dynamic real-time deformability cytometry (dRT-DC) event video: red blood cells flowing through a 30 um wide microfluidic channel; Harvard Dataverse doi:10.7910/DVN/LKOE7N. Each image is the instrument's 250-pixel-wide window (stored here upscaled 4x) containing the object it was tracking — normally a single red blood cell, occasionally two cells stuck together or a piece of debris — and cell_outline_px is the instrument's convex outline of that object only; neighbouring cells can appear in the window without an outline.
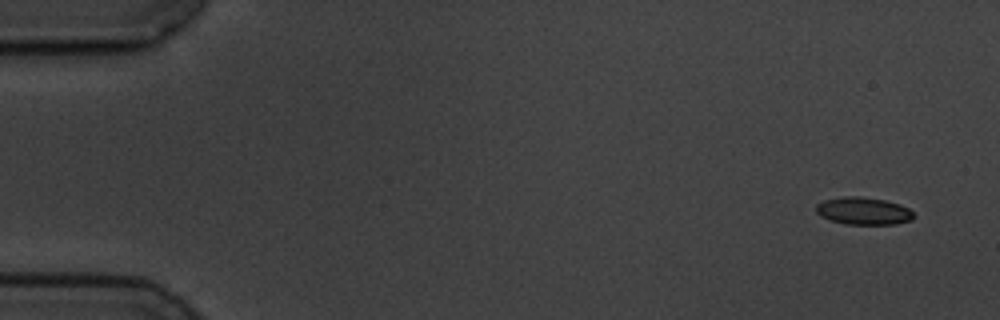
{"species": "common noctule bat (a hibernating species)", "species_latin": "Nyctalus noctula", "temperature_condition": "cold", "stored_images_in_passage": 6, "camera_frame_rate_fps": 3000, "um_per_image_px": 0.085, "animal": {"sex": "male", "body_mass_g": 19.5, "forearm_length_mm": 54.6}, "frame": {"image": 1, "passage_image": 1, "time_ms": 0.0, "image_size_px": [1000, 320], "cell_outline_px": [[912, 220], [896, 224], [848, 224], [832, 220], [820, 216], [816, 212], [816, 204], [824, 200], [844, 196], [860, 196], [884, 200], [900, 204], [908, 208], [912, 212]], "centroid_in_image_um": [73.38, 17.92], "position_along_channel_um": 11.6, "area_um2": 15.49}}
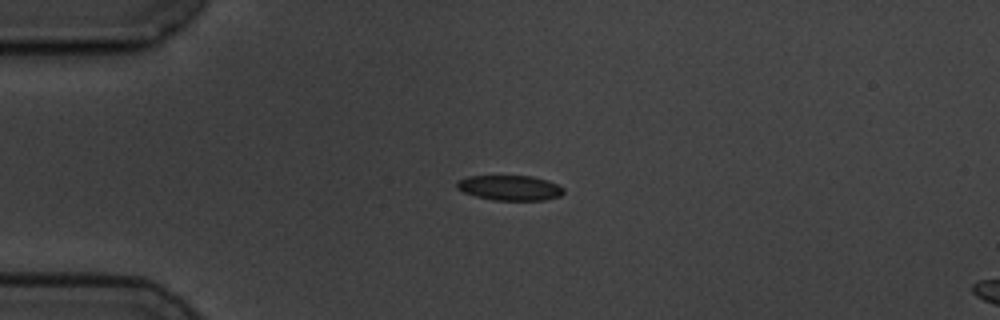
{"frame": {"image": 2, "passage_image": 4, "time_ms": 3.667, "image_size_px": [1000, 320], "cell_outline_px": [[564, 192], [560, 196], [544, 200], [492, 200], [476, 196], [464, 192], [456, 188], [456, 180], [468, 176], [532, 176], [548, 180], [564, 188]], "centroid_in_image_um": [43.32, 15.96], "position_along_channel_um": 41.7, "area_um2": 15.66}}
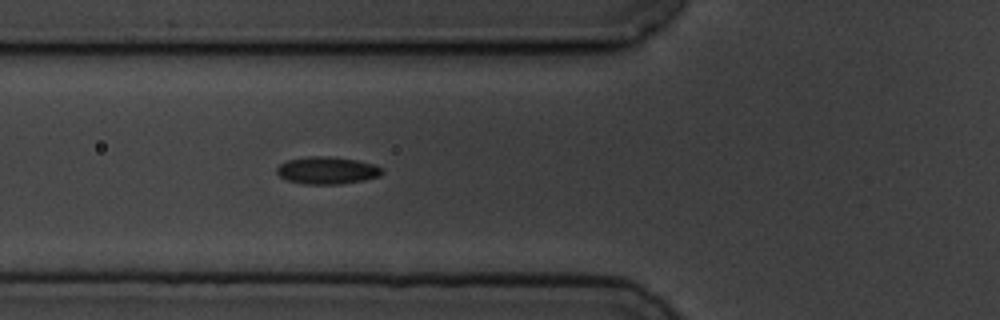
{"frame": {"image": 3, "passage_image": 6, "time_ms": 6.0, "image_size_px": [1000, 320], "cell_outline_px": [[384, 172], [380, 176], [364, 180], [340, 184], [304, 184], [288, 180], [280, 176], [276, 172], [276, 168], [280, 164], [288, 160], [308, 156], [328, 156], [356, 160], [376, 164], [384, 168]], "centroid_in_image_um": [27.84, 14.48], "position_along_channel_um": 98.0, "area_um2": 16.88}}